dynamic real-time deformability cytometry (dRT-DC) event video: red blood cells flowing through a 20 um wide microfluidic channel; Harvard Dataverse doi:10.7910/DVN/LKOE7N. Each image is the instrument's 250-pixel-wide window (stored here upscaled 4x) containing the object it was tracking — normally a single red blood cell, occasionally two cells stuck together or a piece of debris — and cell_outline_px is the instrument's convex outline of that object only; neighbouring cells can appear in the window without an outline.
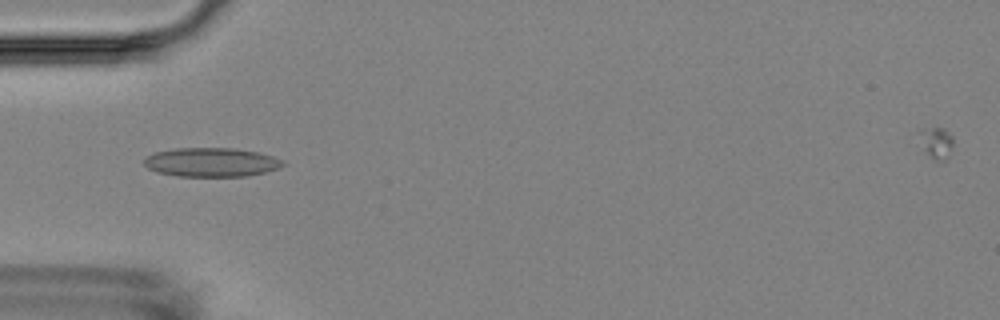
{"species": "Egyptian fruit bat (a non-hibernating species)", "species_latin": "Rousettus aegyptiacus", "temperature_condition": "room temperature", "stored_images_in_passage": 8, "camera_frame_rate_fps": 3000, "um_per_image_px": 0.085, "animal": {"sex": "female"}, "frame": {"image": 1, "passage_image": 6, "time_ms": 5.667, "image_size_px": [1000, 320], "cell_outline_px": [[284, 164], [280, 168], [264, 172], [244, 176], [180, 176], [156, 172], [148, 168], [144, 164], [144, 160], [148, 156], [156, 152], [176, 148], [236, 148], [256, 152], [272, 156], [284, 160]], "centroid_in_image_um": [17.97, 13.79], "position_along_channel_um": 67.0, "area_um2": 23.29}}